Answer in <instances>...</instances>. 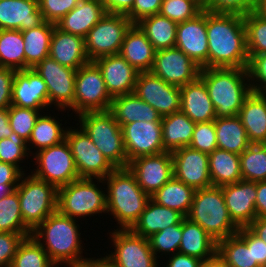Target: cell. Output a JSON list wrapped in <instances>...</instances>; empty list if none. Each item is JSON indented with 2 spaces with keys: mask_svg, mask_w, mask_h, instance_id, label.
Segmentation results:
<instances>
[{
  "mask_svg": "<svg viewBox=\"0 0 266 267\" xmlns=\"http://www.w3.org/2000/svg\"><path fill=\"white\" fill-rule=\"evenodd\" d=\"M75 221L76 219L56 210L32 232L34 239L40 243L57 267L59 263L69 267H83L88 260L80 255L83 253V246L80 242L79 226Z\"/></svg>",
  "mask_w": 266,
  "mask_h": 267,
  "instance_id": "cell-2",
  "label": "cell"
},
{
  "mask_svg": "<svg viewBox=\"0 0 266 267\" xmlns=\"http://www.w3.org/2000/svg\"><path fill=\"white\" fill-rule=\"evenodd\" d=\"M49 57L63 66L78 70L89 62L85 50V38L62 31L55 25Z\"/></svg>",
  "mask_w": 266,
  "mask_h": 267,
  "instance_id": "cell-25",
  "label": "cell"
},
{
  "mask_svg": "<svg viewBox=\"0 0 266 267\" xmlns=\"http://www.w3.org/2000/svg\"><path fill=\"white\" fill-rule=\"evenodd\" d=\"M167 262L166 267H200L202 260L177 252Z\"/></svg>",
  "mask_w": 266,
  "mask_h": 267,
  "instance_id": "cell-59",
  "label": "cell"
},
{
  "mask_svg": "<svg viewBox=\"0 0 266 267\" xmlns=\"http://www.w3.org/2000/svg\"><path fill=\"white\" fill-rule=\"evenodd\" d=\"M81 0H38L44 21L56 24L75 8Z\"/></svg>",
  "mask_w": 266,
  "mask_h": 267,
  "instance_id": "cell-52",
  "label": "cell"
},
{
  "mask_svg": "<svg viewBox=\"0 0 266 267\" xmlns=\"http://www.w3.org/2000/svg\"><path fill=\"white\" fill-rule=\"evenodd\" d=\"M127 167L134 174L141 189L149 196L174 176L173 158L168 151L135 158Z\"/></svg>",
  "mask_w": 266,
  "mask_h": 267,
  "instance_id": "cell-17",
  "label": "cell"
},
{
  "mask_svg": "<svg viewBox=\"0 0 266 267\" xmlns=\"http://www.w3.org/2000/svg\"><path fill=\"white\" fill-rule=\"evenodd\" d=\"M56 24L44 21L35 28L22 31L25 51V69L34 68L49 57L53 29Z\"/></svg>",
  "mask_w": 266,
  "mask_h": 267,
  "instance_id": "cell-36",
  "label": "cell"
},
{
  "mask_svg": "<svg viewBox=\"0 0 266 267\" xmlns=\"http://www.w3.org/2000/svg\"><path fill=\"white\" fill-rule=\"evenodd\" d=\"M19 184H0V199L15 191Z\"/></svg>",
  "mask_w": 266,
  "mask_h": 267,
  "instance_id": "cell-66",
  "label": "cell"
},
{
  "mask_svg": "<svg viewBox=\"0 0 266 267\" xmlns=\"http://www.w3.org/2000/svg\"><path fill=\"white\" fill-rule=\"evenodd\" d=\"M208 68H248L244 16L206 10Z\"/></svg>",
  "mask_w": 266,
  "mask_h": 267,
  "instance_id": "cell-1",
  "label": "cell"
},
{
  "mask_svg": "<svg viewBox=\"0 0 266 267\" xmlns=\"http://www.w3.org/2000/svg\"><path fill=\"white\" fill-rule=\"evenodd\" d=\"M256 218H266V180L256 182Z\"/></svg>",
  "mask_w": 266,
  "mask_h": 267,
  "instance_id": "cell-61",
  "label": "cell"
},
{
  "mask_svg": "<svg viewBox=\"0 0 266 267\" xmlns=\"http://www.w3.org/2000/svg\"><path fill=\"white\" fill-rule=\"evenodd\" d=\"M0 232L32 233L22 219L16 190L0 199Z\"/></svg>",
  "mask_w": 266,
  "mask_h": 267,
  "instance_id": "cell-44",
  "label": "cell"
},
{
  "mask_svg": "<svg viewBox=\"0 0 266 267\" xmlns=\"http://www.w3.org/2000/svg\"><path fill=\"white\" fill-rule=\"evenodd\" d=\"M200 267H228L217 255L212 259L202 261Z\"/></svg>",
  "mask_w": 266,
  "mask_h": 267,
  "instance_id": "cell-65",
  "label": "cell"
},
{
  "mask_svg": "<svg viewBox=\"0 0 266 267\" xmlns=\"http://www.w3.org/2000/svg\"><path fill=\"white\" fill-rule=\"evenodd\" d=\"M136 25L156 51L175 47L177 23L169 18L160 14L151 15L141 19Z\"/></svg>",
  "mask_w": 266,
  "mask_h": 267,
  "instance_id": "cell-38",
  "label": "cell"
},
{
  "mask_svg": "<svg viewBox=\"0 0 266 267\" xmlns=\"http://www.w3.org/2000/svg\"><path fill=\"white\" fill-rule=\"evenodd\" d=\"M238 116L252 144L266 143V94L251 92Z\"/></svg>",
  "mask_w": 266,
  "mask_h": 267,
  "instance_id": "cell-29",
  "label": "cell"
},
{
  "mask_svg": "<svg viewBox=\"0 0 266 267\" xmlns=\"http://www.w3.org/2000/svg\"><path fill=\"white\" fill-rule=\"evenodd\" d=\"M240 158V170L243 180H266V143L251 144Z\"/></svg>",
  "mask_w": 266,
  "mask_h": 267,
  "instance_id": "cell-42",
  "label": "cell"
},
{
  "mask_svg": "<svg viewBox=\"0 0 266 267\" xmlns=\"http://www.w3.org/2000/svg\"><path fill=\"white\" fill-rule=\"evenodd\" d=\"M132 25L125 14L105 13L85 37L89 61L119 54L125 34Z\"/></svg>",
  "mask_w": 266,
  "mask_h": 267,
  "instance_id": "cell-9",
  "label": "cell"
},
{
  "mask_svg": "<svg viewBox=\"0 0 266 267\" xmlns=\"http://www.w3.org/2000/svg\"><path fill=\"white\" fill-rule=\"evenodd\" d=\"M0 67L25 69L24 39L20 30H0Z\"/></svg>",
  "mask_w": 266,
  "mask_h": 267,
  "instance_id": "cell-40",
  "label": "cell"
},
{
  "mask_svg": "<svg viewBox=\"0 0 266 267\" xmlns=\"http://www.w3.org/2000/svg\"><path fill=\"white\" fill-rule=\"evenodd\" d=\"M189 147L207 154L218 148L214 121L196 123Z\"/></svg>",
  "mask_w": 266,
  "mask_h": 267,
  "instance_id": "cell-50",
  "label": "cell"
},
{
  "mask_svg": "<svg viewBox=\"0 0 266 267\" xmlns=\"http://www.w3.org/2000/svg\"><path fill=\"white\" fill-rule=\"evenodd\" d=\"M247 227L266 243V218H255Z\"/></svg>",
  "mask_w": 266,
  "mask_h": 267,
  "instance_id": "cell-63",
  "label": "cell"
},
{
  "mask_svg": "<svg viewBox=\"0 0 266 267\" xmlns=\"http://www.w3.org/2000/svg\"><path fill=\"white\" fill-rule=\"evenodd\" d=\"M183 218L177 210L159 205L150 198L131 230L139 236L148 238L167 226L181 224Z\"/></svg>",
  "mask_w": 266,
  "mask_h": 267,
  "instance_id": "cell-31",
  "label": "cell"
},
{
  "mask_svg": "<svg viewBox=\"0 0 266 267\" xmlns=\"http://www.w3.org/2000/svg\"><path fill=\"white\" fill-rule=\"evenodd\" d=\"M44 115L45 114L38 117L30 139L27 142L28 146L34 144L39 150L61 143L65 140L67 131L61 127V124H59L60 122L54 117ZM31 143L32 145H30Z\"/></svg>",
  "mask_w": 266,
  "mask_h": 267,
  "instance_id": "cell-41",
  "label": "cell"
},
{
  "mask_svg": "<svg viewBox=\"0 0 266 267\" xmlns=\"http://www.w3.org/2000/svg\"><path fill=\"white\" fill-rule=\"evenodd\" d=\"M195 189L187 186L174 176L150 196L157 204L177 210L184 217L189 213Z\"/></svg>",
  "mask_w": 266,
  "mask_h": 267,
  "instance_id": "cell-37",
  "label": "cell"
},
{
  "mask_svg": "<svg viewBox=\"0 0 266 267\" xmlns=\"http://www.w3.org/2000/svg\"><path fill=\"white\" fill-rule=\"evenodd\" d=\"M181 111L195 122H209L216 119L215 108L204 82L198 78L180 87Z\"/></svg>",
  "mask_w": 266,
  "mask_h": 267,
  "instance_id": "cell-26",
  "label": "cell"
},
{
  "mask_svg": "<svg viewBox=\"0 0 266 267\" xmlns=\"http://www.w3.org/2000/svg\"><path fill=\"white\" fill-rule=\"evenodd\" d=\"M9 124L17 135L28 142L40 112L11 105L8 108Z\"/></svg>",
  "mask_w": 266,
  "mask_h": 267,
  "instance_id": "cell-48",
  "label": "cell"
},
{
  "mask_svg": "<svg viewBox=\"0 0 266 267\" xmlns=\"http://www.w3.org/2000/svg\"><path fill=\"white\" fill-rule=\"evenodd\" d=\"M101 183L107 181V213L113 214L120 229H131L139 220L150 199L138 185L134 174L125 168H115Z\"/></svg>",
  "mask_w": 266,
  "mask_h": 267,
  "instance_id": "cell-4",
  "label": "cell"
},
{
  "mask_svg": "<svg viewBox=\"0 0 266 267\" xmlns=\"http://www.w3.org/2000/svg\"><path fill=\"white\" fill-rule=\"evenodd\" d=\"M37 152L33 158L38 166L35 172L32 171V175L36 178L46 181L57 189L80 178L66 139Z\"/></svg>",
  "mask_w": 266,
  "mask_h": 267,
  "instance_id": "cell-11",
  "label": "cell"
},
{
  "mask_svg": "<svg viewBox=\"0 0 266 267\" xmlns=\"http://www.w3.org/2000/svg\"><path fill=\"white\" fill-rule=\"evenodd\" d=\"M10 267H57L50 259L49 255L34 239L28 236L18 246L14 259Z\"/></svg>",
  "mask_w": 266,
  "mask_h": 267,
  "instance_id": "cell-43",
  "label": "cell"
},
{
  "mask_svg": "<svg viewBox=\"0 0 266 267\" xmlns=\"http://www.w3.org/2000/svg\"><path fill=\"white\" fill-rule=\"evenodd\" d=\"M247 52L251 60L255 55L266 53V18L256 10L244 15Z\"/></svg>",
  "mask_w": 266,
  "mask_h": 267,
  "instance_id": "cell-45",
  "label": "cell"
},
{
  "mask_svg": "<svg viewBox=\"0 0 266 267\" xmlns=\"http://www.w3.org/2000/svg\"><path fill=\"white\" fill-rule=\"evenodd\" d=\"M44 22L38 0H1L0 30L35 28Z\"/></svg>",
  "mask_w": 266,
  "mask_h": 267,
  "instance_id": "cell-24",
  "label": "cell"
},
{
  "mask_svg": "<svg viewBox=\"0 0 266 267\" xmlns=\"http://www.w3.org/2000/svg\"><path fill=\"white\" fill-rule=\"evenodd\" d=\"M236 234L247 245H252L253 262H257L260 267H266V243L248 227H240Z\"/></svg>",
  "mask_w": 266,
  "mask_h": 267,
  "instance_id": "cell-55",
  "label": "cell"
},
{
  "mask_svg": "<svg viewBox=\"0 0 266 267\" xmlns=\"http://www.w3.org/2000/svg\"><path fill=\"white\" fill-rule=\"evenodd\" d=\"M259 0H205L204 9L214 13L246 15L256 10Z\"/></svg>",
  "mask_w": 266,
  "mask_h": 267,
  "instance_id": "cell-51",
  "label": "cell"
},
{
  "mask_svg": "<svg viewBox=\"0 0 266 267\" xmlns=\"http://www.w3.org/2000/svg\"><path fill=\"white\" fill-rule=\"evenodd\" d=\"M174 177L195 190L212 186L208 154L192 149L179 148L171 152Z\"/></svg>",
  "mask_w": 266,
  "mask_h": 267,
  "instance_id": "cell-19",
  "label": "cell"
},
{
  "mask_svg": "<svg viewBox=\"0 0 266 267\" xmlns=\"http://www.w3.org/2000/svg\"><path fill=\"white\" fill-rule=\"evenodd\" d=\"M80 128L115 168L128 166L123 132L113 114L108 111L79 114Z\"/></svg>",
  "mask_w": 266,
  "mask_h": 267,
  "instance_id": "cell-6",
  "label": "cell"
},
{
  "mask_svg": "<svg viewBox=\"0 0 266 267\" xmlns=\"http://www.w3.org/2000/svg\"><path fill=\"white\" fill-rule=\"evenodd\" d=\"M32 233L0 232V267H10L18 246Z\"/></svg>",
  "mask_w": 266,
  "mask_h": 267,
  "instance_id": "cell-53",
  "label": "cell"
},
{
  "mask_svg": "<svg viewBox=\"0 0 266 267\" xmlns=\"http://www.w3.org/2000/svg\"><path fill=\"white\" fill-rule=\"evenodd\" d=\"M164 150L173 152L191 143L196 123L181 110L161 117Z\"/></svg>",
  "mask_w": 266,
  "mask_h": 267,
  "instance_id": "cell-33",
  "label": "cell"
},
{
  "mask_svg": "<svg viewBox=\"0 0 266 267\" xmlns=\"http://www.w3.org/2000/svg\"><path fill=\"white\" fill-rule=\"evenodd\" d=\"M217 146L235 154H242L252 143L238 115L214 120Z\"/></svg>",
  "mask_w": 266,
  "mask_h": 267,
  "instance_id": "cell-35",
  "label": "cell"
},
{
  "mask_svg": "<svg viewBox=\"0 0 266 267\" xmlns=\"http://www.w3.org/2000/svg\"><path fill=\"white\" fill-rule=\"evenodd\" d=\"M127 161L165 152L161 122H133L122 127Z\"/></svg>",
  "mask_w": 266,
  "mask_h": 267,
  "instance_id": "cell-18",
  "label": "cell"
},
{
  "mask_svg": "<svg viewBox=\"0 0 266 267\" xmlns=\"http://www.w3.org/2000/svg\"><path fill=\"white\" fill-rule=\"evenodd\" d=\"M48 88L49 105L59 109L71 108L74 111L75 69L59 64L47 57L34 68ZM56 103V104H55Z\"/></svg>",
  "mask_w": 266,
  "mask_h": 267,
  "instance_id": "cell-15",
  "label": "cell"
},
{
  "mask_svg": "<svg viewBox=\"0 0 266 267\" xmlns=\"http://www.w3.org/2000/svg\"><path fill=\"white\" fill-rule=\"evenodd\" d=\"M93 179L79 178L58 188L57 210L72 219L107 213V196Z\"/></svg>",
  "mask_w": 266,
  "mask_h": 267,
  "instance_id": "cell-8",
  "label": "cell"
},
{
  "mask_svg": "<svg viewBox=\"0 0 266 267\" xmlns=\"http://www.w3.org/2000/svg\"><path fill=\"white\" fill-rule=\"evenodd\" d=\"M27 141L13 132L9 138L0 140V161L19 167V162L29 155Z\"/></svg>",
  "mask_w": 266,
  "mask_h": 267,
  "instance_id": "cell-49",
  "label": "cell"
},
{
  "mask_svg": "<svg viewBox=\"0 0 266 267\" xmlns=\"http://www.w3.org/2000/svg\"><path fill=\"white\" fill-rule=\"evenodd\" d=\"M186 217L200 225L216 242L239 230L230 218L222 188L217 186L196 190Z\"/></svg>",
  "mask_w": 266,
  "mask_h": 267,
  "instance_id": "cell-5",
  "label": "cell"
},
{
  "mask_svg": "<svg viewBox=\"0 0 266 267\" xmlns=\"http://www.w3.org/2000/svg\"><path fill=\"white\" fill-rule=\"evenodd\" d=\"M23 172L17 166L0 161V184H19Z\"/></svg>",
  "mask_w": 266,
  "mask_h": 267,
  "instance_id": "cell-58",
  "label": "cell"
},
{
  "mask_svg": "<svg viewBox=\"0 0 266 267\" xmlns=\"http://www.w3.org/2000/svg\"><path fill=\"white\" fill-rule=\"evenodd\" d=\"M256 11L266 18V0H259Z\"/></svg>",
  "mask_w": 266,
  "mask_h": 267,
  "instance_id": "cell-67",
  "label": "cell"
},
{
  "mask_svg": "<svg viewBox=\"0 0 266 267\" xmlns=\"http://www.w3.org/2000/svg\"><path fill=\"white\" fill-rule=\"evenodd\" d=\"M105 13L101 0H81L56 26L62 31L85 38Z\"/></svg>",
  "mask_w": 266,
  "mask_h": 267,
  "instance_id": "cell-27",
  "label": "cell"
},
{
  "mask_svg": "<svg viewBox=\"0 0 266 267\" xmlns=\"http://www.w3.org/2000/svg\"><path fill=\"white\" fill-rule=\"evenodd\" d=\"M135 0H101L106 13L127 14Z\"/></svg>",
  "mask_w": 266,
  "mask_h": 267,
  "instance_id": "cell-60",
  "label": "cell"
},
{
  "mask_svg": "<svg viewBox=\"0 0 266 267\" xmlns=\"http://www.w3.org/2000/svg\"><path fill=\"white\" fill-rule=\"evenodd\" d=\"M15 71L11 68L0 67V109L11 106Z\"/></svg>",
  "mask_w": 266,
  "mask_h": 267,
  "instance_id": "cell-57",
  "label": "cell"
},
{
  "mask_svg": "<svg viewBox=\"0 0 266 267\" xmlns=\"http://www.w3.org/2000/svg\"><path fill=\"white\" fill-rule=\"evenodd\" d=\"M68 129L65 139L70 146L80 178L104 179L115 169L81 128Z\"/></svg>",
  "mask_w": 266,
  "mask_h": 267,
  "instance_id": "cell-12",
  "label": "cell"
},
{
  "mask_svg": "<svg viewBox=\"0 0 266 267\" xmlns=\"http://www.w3.org/2000/svg\"><path fill=\"white\" fill-rule=\"evenodd\" d=\"M155 52L141 29L133 24L126 32L119 54L138 72L151 71Z\"/></svg>",
  "mask_w": 266,
  "mask_h": 267,
  "instance_id": "cell-28",
  "label": "cell"
},
{
  "mask_svg": "<svg viewBox=\"0 0 266 267\" xmlns=\"http://www.w3.org/2000/svg\"><path fill=\"white\" fill-rule=\"evenodd\" d=\"M221 188L230 218L239 228L247 227L256 218V182L240 180Z\"/></svg>",
  "mask_w": 266,
  "mask_h": 267,
  "instance_id": "cell-22",
  "label": "cell"
},
{
  "mask_svg": "<svg viewBox=\"0 0 266 267\" xmlns=\"http://www.w3.org/2000/svg\"><path fill=\"white\" fill-rule=\"evenodd\" d=\"M115 251L108 257L119 267H158L157 258L150 248L149 241L135 234L131 229L110 232Z\"/></svg>",
  "mask_w": 266,
  "mask_h": 267,
  "instance_id": "cell-13",
  "label": "cell"
},
{
  "mask_svg": "<svg viewBox=\"0 0 266 267\" xmlns=\"http://www.w3.org/2000/svg\"><path fill=\"white\" fill-rule=\"evenodd\" d=\"M182 238V223L167 226L148 237L149 245L155 256L157 253L163 252L175 254L179 251V246ZM176 251V252H175Z\"/></svg>",
  "mask_w": 266,
  "mask_h": 267,
  "instance_id": "cell-47",
  "label": "cell"
},
{
  "mask_svg": "<svg viewBox=\"0 0 266 267\" xmlns=\"http://www.w3.org/2000/svg\"><path fill=\"white\" fill-rule=\"evenodd\" d=\"M83 267H119L108 256L101 258H88Z\"/></svg>",
  "mask_w": 266,
  "mask_h": 267,
  "instance_id": "cell-64",
  "label": "cell"
},
{
  "mask_svg": "<svg viewBox=\"0 0 266 267\" xmlns=\"http://www.w3.org/2000/svg\"><path fill=\"white\" fill-rule=\"evenodd\" d=\"M94 62L100 68L112 98L134 92L139 72L120 54L100 57Z\"/></svg>",
  "mask_w": 266,
  "mask_h": 267,
  "instance_id": "cell-23",
  "label": "cell"
},
{
  "mask_svg": "<svg viewBox=\"0 0 266 267\" xmlns=\"http://www.w3.org/2000/svg\"><path fill=\"white\" fill-rule=\"evenodd\" d=\"M199 78L207 88L216 118L238 115L252 92L248 68H201Z\"/></svg>",
  "mask_w": 266,
  "mask_h": 267,
  "instance_id": "cell-3",
  "label": "cell"
},
{
  "mask_svg": "<svg viewBox=\"0 0 266 267\" xmlns=\"http://www.w3.org/2000/svg\"><path fill=\"white\" fill-rule=\"evenodd\" d=\"M112 99L102 72L94 61H89L76 71L74 111L78 115L85 112L108 111Z\"/></svg>",
  "mask_w": 266,
  "mask_h": 267,
  "instance_id": "cell-10",
  "label": "cell"
},
{
  "mask_svg": "<svg viewBox=\"0 0 266 267\" xmlns=\"http://www.w3.org/2000/svg\"><path fill=\"white\" fill-rule=\"evenodd\" d=\"M121 128L133 122H161V116L147 102L134 93L117 96L112 99L109 110Z\"/></svg>",
  "mask_w": 266,
  "mask_h": 267,
  "instance_id": "cell-30",
  "label": "cell"
},
{
  "mask_svg": "<svg viewBox=\"0 0 266 267\" xmlns=\"http://www.w3.org/2000/svg\"><path fill=\"white\" fill-rule=\"evenodd\" d=\"M11 105L37 111L51 107L47 85L33 68L15 71Z\"/></svg>",
  "mask_w": 266,
  "mask_h": 267,
  "instance_id": "cell-21",
  "label": "cell"
},
{
  "mask_svg": "<svg viewBox=\"0 0 266 267\" xmlns=\"http://www.w3.org/2000/svg\"><path fill=\"white\" fill-rule=\"evenodd\" d=\"M205 0H163L159 14L176 23L194 18L204 9Z\"/></svg>",
  "mask_w": 266,
  "mask_h": 267,
  "instance_id": "cell-46",
  "label": "cell"
},
{
  "mask_svg": "<svg viewBox=\"0 0 266 267\" xmlns=\"http://www.w3.org/2000/svg\"><path fill=\"white\" fill-rule=\"evenodd\" d=\"M248 72L252 81V84L250 83L251 90L256 93L266 94V53L255 55L249 61Z\"/></svg>",
  "mask_w": 266,
  "mask_h": 267,
  "instance_id": "cell-54",
  "label": "cell"
},
{
  "mask_svg": "<svg viewBox=\"0 0 266 267\" xmlns=\"http://www.w3.org/2000/svg\"><path fill=\"white\" fill-rule=\"evenodd\" d=\"M216 250L217 242L200 225L187 217L182 219V238L178 252L205 261L212 259Z\"/></svg>",
  "mask_w": 266,
  "mask_h": 267,
  "instance_id": "cell-32",
  "label": "cell"
},
{
  "mask_svg": "<svg viewBox=\"0 0 266 267\" xmlns=\"http://www.w3.org/2000/svg\"><path fill=\"white\" fill-rule=\"evenodd\" d=\"M163 0H135L132 9L126 14L136 24L141 19L159 14Z\"/></svg>",
  "mask_w": 266,
  "mask_h": 267,
  "instance_id": "cell-56",
  "label": "cell"
},
{
  "mask_svg": "<svg viewBox=\"0 0 266 267\" xmlns=\"http://www.w3.org/2000/svg\"><path fill=\"white\" fill-rule=\"evenodd\" d=\"M175 47L183 51L199 67L208 68L206 9L192 19L177 23Z\"/></svg>",
  "mask_w": 266,
  "mask_h": 267,
  "instance_id": "cell-20",
  "label": "cell"
},
{
  "mask_svg": "<svg viewBox=\"0 0 266 267\" xmlns=\"http://www.w3.org/2000/svg\"><path fill=\"white\" fill-rule=\"evenodd\" d=\"M24 176L15 190L18 192L24 224L33 232L57 210L58 189L32 174Z\"/></svg>",
  "mask_w": 266,
  "mask_h": 267,
  "instance_id": "cell-7",
  "label": "cell"
},
{
  "mask_svg": "<svg viewBox=\"0 0 266 267\" xmlns=\"http://www.w3.org/2000/svg\"><path fill=\"white\" fill-rule=\"evenodd\" d=\"M208 166L212 186L221 187L243 180L239 154L217 148L208 154Z\"/></svg>",
  "mask_w": 266,
  "mask_h": 267,
  "instance_id": "cell-34",
  "label": "cell"
},
{
  "mask_svg": "<svg viewBox=\"0 0 266 267\" xmlns=\"http://www.w3.org/2000/svg\"><path fill=\"white\" fill-rule=\"evenodd\" d=\"M133 93L152 106L161 117L181 109L180 87L165 82L151 71L139 72Z\"/></svg>",
  "mask_w": 266,
  "mask_h": 267,
  "instance_id": "cell-14",
  "label": "cell"
},
{
  "mask_svg": "<svg viewBox=\"0 0 266 267\" xmlns=\"http://www.w3.org/2000/svg\"><path fill=\"white\" fill-rule=\"evenodd\" d=\"M216 255L228 267H260L253 262L252 245H247L237 234L219 240Z\"/></svg>",
  "mask_w": 266,
  "mask_h": 267,
  "instance_id": "cell-39",
  "label": "cell"
},
{
  "mask_svg": "<svg viewBox=\"0 0 266 267\" xmlns=\"http://www.w3.org/2000/svg\"><path fill=\"white\" fill-rule=\"evenodd\" d=\"M13 130L9 124L8 108L0 109V140L9 138Z\"/></svg>",
  "mask_w": 266,
  "mask_h": 267,
  "instance_id": "cell-62",
  "label": "cell"
},
{
  "mask_svg": "<svg viewBox=\"0 0 266 267\" xmlns=\"http://www.w3.org/2000/svg\"><path fill=\"white\" fill-rule=\"evenodd\" d=\"M200 71L201 67L176 47L157 50L151 69L154 75L178 87L197 80Z\"/></svg>",
  "mask_w": 266,
  "mask_h": 267,
  "instance_id": "cell-16",
  "label": "cell"
}]
</instances>
